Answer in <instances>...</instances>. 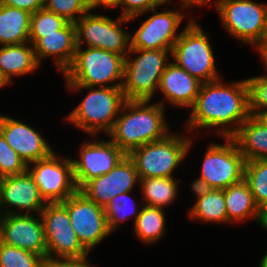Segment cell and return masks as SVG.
I'll use <instances>...</instances> for the list:
<instances>
[{
  "instance_id": "obj_18",
  "label": "cell",
  "mask_w": 267,
  "mask_h": 267,
  "mask_svg": "<svg viewBox=\"0 0 267 267\" xmlns=\"http://www.w3.org/2000/svg\"><path fill=\"white\" fill-rule=\"evenodd\" d=\"M0 133L26 165L54 152L39 131L9 116L0 115Z\"/></svg>"
},
{
  "instance_id": "obj_41",
  "label": "cell",
  "mask_w": 267,
  "mask_h": 267,
  "mask_svg": "<svg viewBox=\"0 0 267 267\" xmlns=\"http://www.w3.org/2000/svg\"><path fill=\"white\" fill-rule=\"evenodd\" d=\"M212 0H181V5H179L181 8L180 11L185 10V8H188L193 5H201L205 7V5H208L211 3Z\"/></svg>"
},
{
  "instance_id": "obj_31",
  "label": "cell",
  "mask_w": 267,
  "mask_h": 267,
  "mask_svg": "<svg viewBox=\"0 0 267 267\" xmlns=\"http://www.w3.org/2000/svg\"><path fill=\"white\" fill-rule=\"evenodd\" d=\"M67 23L68 21L65 18L54 12L45 8L39 9L31 15L29 42L34 45L42 38V34L57 33Z\"/></svg>"
},
{
  "instance_id": "obj_48",
  "label": "cell",
  "mask_w": 267,
  "mask_h": 267,
  "mask_svg": "<svg viewBox=\"0 0 267 267\" xmlns=\"http://www.w3.org/2000/svg\"><path fill=\"white\" fill-rule=\"evenodd\" d=\"M264 66H265L266 71H267V61L264 63Z\"/></svg>"
},
{
  "instance_id": "obj_11",
  "label": "cell",
  "mask_w": 267,
  "mask_h": 267,
  "mask_svg": "<svg viewBox=\"0 0 267 267\" xmlns=\"http://www.w3.org/2000/svg\"><path fill=\"white\" fill-rule=\"evenodd\" d=\"M210 144L203 158L201 175L213 189H225L244 179L245 159L233 138Z\"/></svg>"
},
{
  "instance_id": "obj_36",
  "label": "cell",
  "mask_w": 267,
  "mask_h": 267,
  "mask_svg": "<svg viewBox=\"0 0 267 267\" xmlns=\"http://www.w3.org/2000/svg\"><path fill=\"white\" fill-rule=\"evenodd\" d=\"M170 2H163L162 0H118L112 7L122 6V17L129 18L132 21L135 17L146 14L151 9L159 7L160 5H167Z\"/></svg>"
},
{
  "instance_id": "obj_28",
  "label": "cell",
  "mask_w": 267,
  "mask_h": 267,
  "mask_svg": "<svg viewBox=\"0 0 267 267\" xmlns=\"http://www.w3.org/2000/svg\"><path fill=\"white\" fill-rule=\"evenodd\" d=\"M142 206L140 214L134 221V232L138 239H141L146 245H150L165 235L167 230L165 213L162 208Z\"/></svg>"
},
{
  "instance_id": "obj_47",
  "label": "cell",
  "mask_w": 267,
  "mask_h": 267,
  "mask_svg": "<svg viewBox=\"0 0 267 267\" xmlns=\"http://www.w3.org/2000/svg\"><path fill=\"white\" fill-rule=\"evenodd\" d=\"M262 117L267 121V112Z\"/></svg>"
},
{
  "instance_id": "obj_25",
  "label": "cell",
  "mask_w": 267,
  "mask_h": 267,
  "mask_svg": "<svg viewBox=\"0 0 267 267\" xmlns=\"http://www.w3.org/2000/svg\"><path fill=\"white\" fill-rule=\"evenodd\" d=\"M224 190L228 223L257 220L259 207L251 193L248 183L243 179Z\"/></svg>"
},
{
  "instance_id": "obj_15",
  "label": "cell",
  "mask_w": 267,
  "mask_h": 267,
  "mask_svg": "<svg viewBox=\"0 0 267 267\" xmlns=\"http://www.w3.org/2000/svg\"><path fill=\"white\" fill-rule=\"evenodd\" d=\"M40 214H4L0 216V241L36 253L44 259L47 247Z\"/></svg>"
},
{
  "instance_id": "obj_39",
  "label": "cell",
  "mask_w": 267,
  "mask_h": 267,
  "mask_svg": "<svg viewBox=\"0 0 267 267\" xmlns=\"http://www.w3.org/2000/svg\"><path fill=\"white\" fill-rule=\"evenodd\" d=\"M191 187V190L195 192V195H197V199L203 197L213 189L205 180L200 177L196 178L192 182Z\"/></svg>"
},
{
  "instance_id": "obj_19",
  "label": "cell",
  "mask_w": 267,
  "mask_h": 267,
  "mask_svg": "<svg viewBox=\"0 0 267 267\" xmlns=\"http://www.w3.org/2000/svg\"><path fill=\"white\" fill-rule=\"evenodd\" d=\"M0 196L2 215L21 214L23 210L26 211L25 214H30V211L40 214L47 204L27 171L23 174L3 177ZM15 208L22 211H15Z\"/></svg>"
},
{
  "instance_id": "obj_5",
  "label": "cell",
  "mask_w": 267,
  "mask_h": 267,
  "mask_svg": "<svg viewBox=\"0 0 267 267\" xmlns=\"http://www.w3.org/2000/svg\"><path fill=\"white\" fill-rule=\"evenodd\" d=\"M129 53H138L134 59L128 55L124 59L122 90L126 100H152L171 50L130 49ZM130 58V59H129Z\"/></svg>"
},
{
  "instance_id": "obj_46",
  "label": "cell",
  "mask_w": 267,
  "mask_h": 267,
  "mask_svg": "<svg viewBox=\"0 0 267 267\" xmlns=\"http://www.w3.org/2000/svg\"><path fill=\"white\" fill-rule=\"evenodd\" d=\"M1 184H2V177L0 176V195H1ZM1 196H0V216L2 215L1 213Z\"/></svg>"
},
{
  "instance_id": "obj_30",
  "label": "cell",
  "mask_w": 267,
  "mask_h": 267,
  "mask_svg": "<svg viewBox=\"0 0 267 267\" xmlns=\"http://www.w3.org/2000/svg\"><path fill=\"white\" fill-rule=\"evenodd\" d=\"M129 193L131 192L115 196L104 208L107 218V226L111 233L119 229L121 222L133 216L136 221L138 215L140 214L141 208L136 207V203L132 200Z\"/></svg>"
},
{
  "instance_id": "obj_40",
  "label": "cell",
  "mask_w": 267,
  "mask_h": 267,
  "mask_svg": "<svg viewBox=\"0 0 267 267\" xmlns=\"http://www.w3.org/2000/svg\"><path fill=\"white\" fill-rule=\"evenodd\" d=\"M255 48H256L257 52L260 53V56L262 57L263 62L265 63L267 61V20H266V25L264 28L262 38L257 43Z\"/></svg>"
},
{
  "instance_id": "obj_21",
  "label": "cell",
  "mask_w": 267,
  "mask_h": 267,
  "mask_svg": "<svg viewBox=\"0 0 267 267\" xmlns=\"http://www.w3.org/2000/svg\"><path fill=\"white\" fill-rule=\"evenodd\" d=\"M34 53L38 64L45 57H55V63L63 74L73 63L77 49L76 29L72 22H68L57 33L42 34L34 45ZM43 58V59H42Z\"/></svg>"
},
{
  "instance_id": "obj_14",
  "label": "cell",
  "mask_w": 267,
  "mask_h": 267,
  "mask_svg": "<svg viewBox=\"0 0 267 267\" xmlns=\"http://www.w3.org/2000/svg\"><path fill=\"white\" fill-rule=\"evenodd\" d=\"M157 8L150 10L152 16L141 24L134 35L130 34V49L172 50L181 34L176 31L186 15L175 10L159 12Z\"/></svg>"
},
{
  "instance_id": "obj_12",
  "label": "cell",
  "mask_w": 267,
  "mask_h": 267,
  "mask_svg": "<svg viewBox=\"0 0 267 267\" xmlns=\"http://www.w3.org/2000/svg\"><path fill=\"white\" fill-rule=\"evenodd\" d=\"M40 216L44 225L46 257L71 258L89 254L78 240L68 211L61 202L47 203Z\"/></svg>"
},
{
  "instance_id": "obj_44",
  "label": "cell",
  "mask_w": 267,
  "mask_h": 267,
  "mask_svg": "<svg viewBox=\"0 0 267 267\" xmlns=\"http://www.w3.org/2000/svg\"><path fill=\"white\" fill-rule=\"evenodd\" d=\"M8 84H9V81L3 76V74L0 71V88H3L4 86Z\"/></svg>"
},
{
  "instance_id": "obj_4",
  "label": "cell",
  "mask_w": 267,
  "mask_h": 267,
  "mask_svg": "<svg viewBox=\"0 0 267 267\" xmlns=\"http://www.w3.org/2000/svg\"><path fill=\"white\" fill-rule=\"evenodd\" d=\"M124 59L103 49L77 47L73 63L62 75L66 86L108 87L110 82H123Z\"/></svg>"
},
{
  "instance_id": "obj_17",
  "label": "cell",
  "mask_w": 267,
  "mask_h": 267,
  "mask_svg": "<svg viewBox=\"0 0 267 267\" xmlns=\"http://www.w3.org/2000/svg\"><path fill=\"white\" fill-rule=\"evenodd\" d=\"M140 183L135 164L128 155L107 174L87 181L79 191L103 208L119 194L131 192Z\"/></svg>"
},
{
  "instance_id": "obj_35",
  "label": "cell",
  "mask_w": 267,
  "mask_h": 267,
  "mask_svg": "<svg viewBox=\"0 0 267 267\" xmlns=\"http://www.w3.org/2000/svg\"><path fill=\"white\" fill-rule=\"evenodd\" d=\"M26 163L6 142L0 133V176L7 177L25 173Z\"/></svg>"
},
{
  "instance_id": "obj_22",
  "label": "cell",
  "mask_w": 267,
  "mask_h": 267,
  "mask_svg": "<svg viewBox=\"0 0 267 267\" xmlns=\"http://www.w3.org/2000/svg\"><path fill=\"white\" fill-rule=\"evenodd\" d=\"M245 161L267 159V121L250 116L232 137Z\"/></svg>"
},
{
  "instance_id": "obj_37",
  "label": "cell",
  "mask_w": 267,
  "mask_h": 267,
  "mask_svg": "<svg viewBox=\"0 0 267 267\" xmlns=\"http://www.w3.org/2000/svg\"><path fill=\"white\" fill-rule=\"evenodd\" d=\"M88 259L87 255L71 258L46 257L43 262V267H93Z\"/></svg>"
},
{
  "instance_id": "obj_24",
  "label": "cell",
  "mask_w": 267,
  "mask_h": 267,
  "mask_svg": "<svg viewBox=\"0 0 267 267\" xmlns=\"http://www.w3.org/2000/svg\"><path fill=\"white\" fill-rule=\"evenodd\" d=\"M31 13L0 3V44L29 42Z\"/></svg>"
},
{
  "instance_id": "obj_27",
  "label": "cell",
  "mask_w": 267,
  "mask_h": 267,
  "mask_svg": "<svg viewBox=\"0 0 267 267\" xmlns=\"http://www.w3.org/2000/svg\"><path fill=\"white\" fill-rule=\"evenodd\" d=\"M189 217L197 221L228 223L223 189H212L198 198L190 208Z\"/></svg>"
},
{
  "instance_id": "obj_43",
  "label": "cell",
  "mask_w": 267,
  "mask_h": 267,
  "mask_svg": "<svg viewBox=\"0 0 267 267\" xmlns=\"http://www.w3.org/2000/svg\"><path fill=\"white\" fill-rule=\"evenodd\" d=\"M118 0H91L93 8L104 6L105 8H111Z\"/></svg>"
},
{
  "instance_id": "obj_26",
  "label": "cell",
  "mask_w": 267,
  "mask_h": 267,
  "mask_svg": "<svg viewBox=\"0 0 267 267\" xmlns=\"http://www.w3.org/2000/svg\"><path fill=\"white\" fill-rule=\"evenodd\" d=\"M181 180L174 177H150L140 179L141 192L146 206L164 209L177 197L178 184Z\"/></svg>"
},
{
  "instance_id": "obj_2",
  "label": "cell",
  "mask_w": 267,
  "mask_h": 267,
  "mask_svg": "<svg viewBox=\"0 0 267 267\" xmlns=\"http://www.w3.org/2000/svg\"><path fill=\"white\" fill-rule=\"evenodd\" d=\"M165 109L150 100H126L107 134L127 155L144 144L163 139L169 134Z\"/></svg>"
},
{
  "instance_id": "obj_33",
  "label": "cell",
  "mask_w": 267,
  "mask_h": 267,
  "mask_svg": "<svg viewBox=\"0 0 267 267\" xmlns=\"http://www.w3.org/2000/svg\"><path fill=\"white\" fill-rule=\"evenodd\" d=\"M44 8L72 23L94 10L91 0H45Z\"/></svg>"
},
{
  "instance_id": "obj_32",
  "label": "cell",
  "mask_w": 267,
  "mask_h": 267,
  "mask_svg": "<svg viewBox=\"0 0 267 267\" xmlns=\"http://www.w3.org/2000/svg\"><path fill=\"white\" fill-rule=\"evenodd\" d=\"M44 258L0 241V267H43Z\"/></svg>"
},
{
  "instance_id": "obj_45",
  "label": "cell",
  "mask_w": 267,
  "mask_h": 267,
  "mask_svg": "<svg viewBox=\"0 0 267 267\" xmlns=\"http://www.w3.org/2000/svg\"><path fill=\"white\" fill-rule=\"evenodd\" d=\"M259 267H267V252L263 256V258L261 259V261L259 263Z\"/></svg>"
},
{
  "instance_id": "obj_34",
  "label": "cell",
  "mask_w": 267,
  "mask_h": 267,
  "mask_svg": "<svg viewBox=\"0 0 267 267\" xmlns=\"http://www.w3.org/2000/svg\"><path fill=\"white\" fill-rule=\"evenodd\" d=\"M248 88L251 116H262L267 112V74L245 79Z\"/></svg>"
},
{
  "instance_id": "obj_7",
  "label": "cell",
  "mask_w": 267,
  "mask_h": 267,
  "mask_svg": "<svg viewBox=\"0 0 267 267\" xmlns=\"http://www.w3.org/2000/svg\"><path fill=\"white\" fill-rule=\"evenodd\" d=\"M208 34L190 20L171 50L173 62L202 83L220 79Z\"/></svg>"
},
{
  "instance_id": "obj_1",
  "label": "cell",
  "mask_w": 267,
  "mask_h": 267,
  "mask_svg": "<svg viewBox=\"0 0 267 267\" xmlns=\"http://www.w3.org/2000/svg\"><path fill=\"white\" fill-rule=\"evenodd\" d=\"M229 83L226 85L221 79L202 83L186 122V132L217 128L218 135L223 138H232L238 132L251 116L248 88L245 79Z\"/></svg>"
},
{
  "instance_id": "obj_3",
  "label": "cell",
  "mask_w": 267,
  "mask_h": 267,
  "mask_svg": "<svg viewBox=\"0 0 267 267\" xmlns=\"http://www.w3.org/2000/svg\"><path fill=\"white\" fill-rule=\"evenodd\" d=\"M123 82L108 87L67 86L72 91L88 90L84 99L66 116L78 129L92 137L100 132L108 134L117 119L126 99L122 90Z\"/></svg>"
},
{
  "instance_id": "obj_6",
  "label": "cell",
  "mask_w": 267,
  "mask_h": 267,
  "mask_svg": "<svg viewBox=\"0 0 267 267\" xmlns=\"http://www.w3.org/2000/svg\"><path fill=\"white\" fill-rule=\"evenodd\" d=\"M192 142L191 137L170 132L163 139L132 150L128 157L135 164L139 179L173 177L174 170L185 159Z\"/></svg>"
},
{
  "instance_id": "obj_38",
  "label": "cell",
  "mask_w": 267,
  "mask_h": 267,
  "mask_svg": "<svg viewBox=\"0 0 267 267\" xmlns=\"http://www.w3.org/2000/svg\"><path fill=\"white\" fill-rule=\"evenodd\" d=\"M0 3L30 12L44 8L45 0H0Z\"/></svg>"
},
{
  "instance_id": "obj_49",
  "label": "cell",
  "mask_w": 267,
  "mask_h": 267,
  "mask_svg": "<svg viewBox=\"0 0 267 267\" xmlns=\"http://www.w3.org/2000/svg\"><path fill=\"white\" fill-rule=\"evenodd\" d=\"M163 2H171L170 0H162Z\"/></svg>"
},
{
  "instance_id": "obj_42",
  "label": "cell",
  "mask_w": 267,
  "mask_h": 267,
  "mask_svg": "<svg viewBox=\"0 0 267 267\" xmlns=\"http://www.w3.org/2000/svg\"><path fill=\"white\" fill-rule=\"evenodd\" d=\"M258 223L267 230V207L259 209L257 220Z\"/></svg>"
},
{
  "instance_id": "obj_10",
  "label": "cell",
  "mask_w": 267,
  "mask_h": 267,
  "mask_svg": "<svg viewBox=\"0 0 267 267\" xmlns=\"http://www.w3.org/2000/svg\"><path fill=\"white\" fill-rule=\"evenodd\" d=\"M57 156L53 152L50 156L27 165L26 171L47 203L63 202L79 190L74 178L72 160Z\"/></svg>"
},
{
  "instance_id": "obj_29",
  "label": "cell",
  "mask_w": 267,
  "mask_h": 267,
  "mask_svg": "<svg viewBox=\"0 0 267 267\" xmlns=\"http://www.w3.org/2000/svg\"><path fill=\"white\" fill-rule=\"evenodd\" d=\"M244 180L259 208L267 207V159L245 162Z\"/></svg>"
},
{
  "instance_id": "obj_8",
  "label": "cell",
  "mask_w": 267,
  "mask_h": 267,
  "mask_svg": "<svg viewBox=\"0 0 267 267\" xmlns=\"http://www.w3.org/2000/svg\"><path fill=\"white\" fill-rule=\"evenodd\" d=\"M128 22L129 18L121 15L114 20L89 11L74 23L77 47H82L84 42L86 47L99 48L126 57L130 51V33L124 31L121 25Z\"/></svg>"
},
{
  "instance_id": "obj_16",
  "label": "cell",
  "mask_w": 267,
  "mask_h": 267,
  "mask_svg": "<svg viewBox=\"0 0 267 267\" xmlns=\"http://www.w3.org/2000/svg\"><path fill=\"white\" fill-rule=\"evenodd\" d=\"M126 156L127 154L110 139L109 141L98 140L83 143L78 156L79 160L71 159L78 189L87 181L107 174Z\"/></svg>"
},
{
  "instance_id": "obj_9",
  "label": "cell",
  "mask_w": 267,
  "mask_h": 267,
  "mask_svg": "<svg viewBox=\"0 0 267 267\" xmlns=\"http://www.w3.org/2000/svg\"><path fill=\"white\" fill-rule=\"evenodd\" d=\"M214 5L226 32L244 44L257 45L266 25V4L252 0H216Z\"/></svg>"
},
{
  "instance_id": "obj_23",
  "label": "cell",
  "mask_w": 267,
  "mask_h": 267,
  "mask_svg": "<svg viewBox=\"0 0 267 267\" xmlns=\"http://www.w3.org/2000/svg\"><path fill=\"white\" fill-rule=\"evenodd\" d=\"M28 45V46H27ZM39 66L30 42L0 47V71L11 83L13 76H23Z\"/></svg>"
},
{
  "instance_id": "obj_13",
  "label": "cell",
  "mask_w": 267,
  "mask_h": 267,
  "mask_svg": "<svg viewBox=\"0 0 267 267\" xmlns=\"http://www.w3.org/2000/svg\"><path fill=\"white\" fill-rule=\"evenodd\" d=\"M61 203L68 211L78 240L88 252L112 234L107 226L104 208L79 190Z\"/></svg>"
},
{
  "instance_id": "obj_20",
  "label": "cell",
  "mask_w": 267,
  "mask_h": 267,
  "mask_svg": "<svg viewBox=\"0 0 267 267\" xmlns=\"http://www.w3.org/2000/svg\"><path fill=\"white\" fill-rule=\"evenodd\" d=\"M201 85L202 82L172 61L161 76L158 91L162 92L165 99L164 102L162 100L158 103L165 107L164 104L167 100L172 106L191 108L196 101Z\"/></svg>"
}]
</instances>
